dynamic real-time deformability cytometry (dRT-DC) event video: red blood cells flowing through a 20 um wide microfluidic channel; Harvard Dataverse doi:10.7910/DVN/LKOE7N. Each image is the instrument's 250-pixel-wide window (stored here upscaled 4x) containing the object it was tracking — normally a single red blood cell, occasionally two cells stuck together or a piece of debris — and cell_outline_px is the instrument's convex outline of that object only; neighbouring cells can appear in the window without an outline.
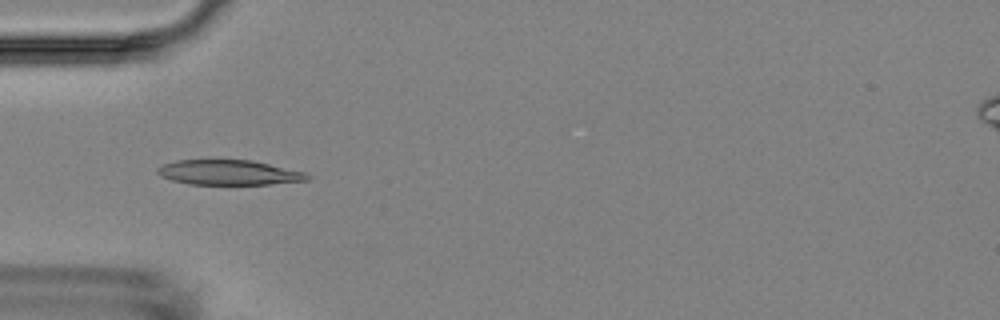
{"species": "Egyptian fruit bat (a non-hibernating species)", "species_latin": "Rousettus aegyptiacus", "temperature_condition": "room temperature", "stored_images_in_passage": 7, "camera_frame_rate_fps": 3000, "um_per_image_px": 0.085, "animal": {"sex": "female"}, "frame": {"image": 1, "passage_image": 3, "time_ms": 2.333, "image_size_px": [1000, 320], "cell_outline_px": [[312, 176], [308, 180], [268, 184], [188, 184], [172, 180], [160, 176], [156, 172], [156, 168], [164, 164], [176, 160], [252, 160], [304, 172]], "centroid_in_image_um": [19.42, 14.66], "position_along_channel_um": 65.6, "area_um2": 21.68}}
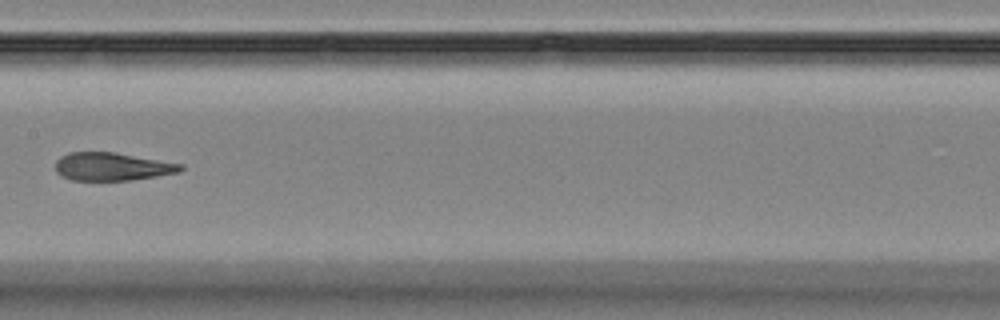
{"frame": {"image": 2, "passage_image": 6, "time_ms": 6.0, "image_size_px": [1000, 320], "cell_outline_px": [[184, 168], [180, 172], [132, 180], [72, 180], [60, 176], [56, 172], [56, 160], [60, 156], [68, 152], [116, 152], [184, 164]], "centroid_in_image_um": [9.53, 14.15], "position_along_channel_um": 197.9, "area_um2": 20.63}}
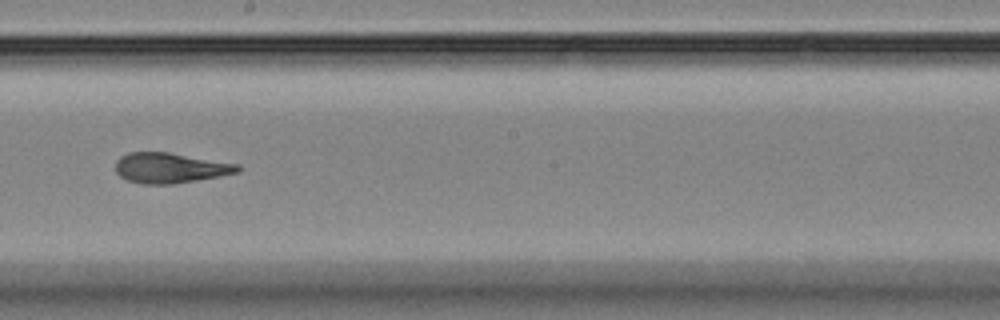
{"frame": {"image": 3, "passage_image": 7, "time_ms": 7.0, "image_size_px": [1000, 320], "cell_outline_px": [[240, 172], [220, 176], [172, 184], [140, 184], [128, 180], [120, 176], [116, 172], [116, 160], [120, 156], [128, 152], [168, 152], [240, 164]], "centroid_in_image_um": [14.46, 14.27], "position_along_channel_um": 233.7, "area_um2": 21.62}}